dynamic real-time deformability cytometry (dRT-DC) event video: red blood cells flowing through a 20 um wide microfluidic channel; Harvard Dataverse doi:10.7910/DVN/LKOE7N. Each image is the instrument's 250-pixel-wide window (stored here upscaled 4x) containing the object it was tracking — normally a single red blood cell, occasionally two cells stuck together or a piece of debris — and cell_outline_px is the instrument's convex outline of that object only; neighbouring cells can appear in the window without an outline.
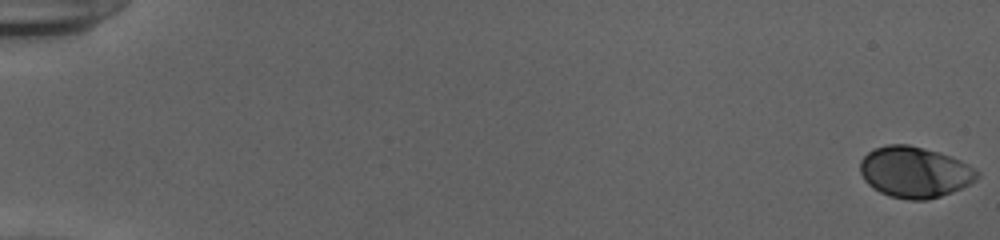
{"species": "human", "species_latin": "Homo sapiens", "temperature_condition": "cold", "stored_images_in_passage": 54, "camera_frame_rate_fps": 3000, "um_per_image_px": 0.085, "donor": {"sex": "female"}, "frame": {"image": 1, "passage_image": 1, "time_ms": 0.0, "image_size_px": [1000, 240], "cell_outline_px": [[980, 176], [976, 180], [952, 192], [928, 200], [908, 200], [888, 196], [872, 188], [864, 180], [860, 172], [860, 160], [872, 148], [888, 144], [908, 144], [940, 152], [960, 160], [968, 164], [980, 172]], "centroid_in_image_um": [77.73, 14.63], "position_along_channel_um": 7.3, "area_um2": 35.08}}
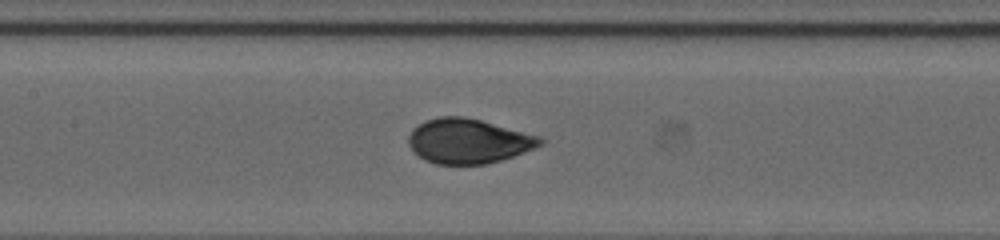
{"frame": {"image": 2, "passage_image": 28, "time_ms": 9.0, "image_size_px": [1000, 240], "cell_outline_px": [[548, 140], [544, 144], [536, 148], [500, 160], [484, 164], [436, 164], [424, 160], [408, 144], [408, 136], [412, 128], [424, 120], [440, 116], [464, 116], [480, 120], [540, 136]], "centroid_in_image_um": [39.82, 11.98], "position_along_channel_um": 167.6, "area_um2": 34.39}}
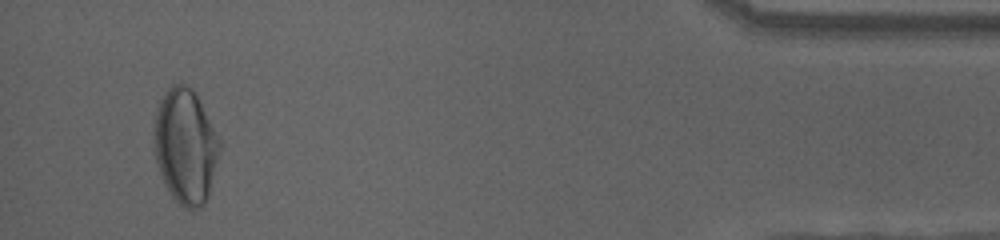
{"frame": {"image": 3, "passage_image": 52, "time_ms": 17.0, "image_size_px": [1000, 240], "cell_outline_px": [[224, 144], [208, 196], [204, 204], [196, 208], [184, 208], [172, 196], [164, 184], [156, 164], [152, 148], [156, 108], [164, 92], [172, 84], [184, 84], [192, 88], [196, 92]], "centroid_in_image_um": [15.78, 12.4], "position_along_channel_um": 419.4, "area_um2": 45.14}, "authors_computed_cell_mechanics": {"area_um2": 34.3621, "velocity_mm_per_s": 3.913, "shape_relaxation_time_tau1_ms": 4.4034, "shape_relaxation_time_tau2_ms": null, "deformation_change_tau1": 0.1696, "deformation_change_tau2": null}}